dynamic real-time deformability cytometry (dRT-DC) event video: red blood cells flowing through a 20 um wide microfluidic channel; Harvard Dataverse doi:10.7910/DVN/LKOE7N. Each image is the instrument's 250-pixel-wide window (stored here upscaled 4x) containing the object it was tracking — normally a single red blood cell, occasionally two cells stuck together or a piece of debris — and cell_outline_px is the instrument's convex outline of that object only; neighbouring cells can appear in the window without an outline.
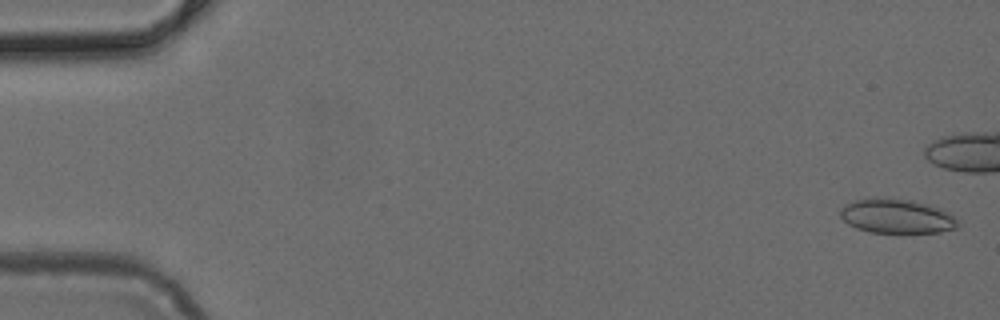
{"species": "common noctule bat (a hibernating species)", "species_latin": "Nyctalus noctula", "temperature_condition": "cold", "stored_images_in_passage": 6, "camera_frame_rate_fps": 3000, "um_per_image_px": 0.085, "animal": {"sex": "female", "body_mass_g": 24.6, "forearm_length_mm": 56.2}, "frame": {"image": 1, "passage_image": 1, "time_ms": 0.0, "image_size_px": [1000, 320], "cell_outline_px": [[956, 228], [940, 232], [872, 232], [856, 228], [848, 224], [840, 216], [840, 208], [856, 200], [912, 200], [928, 204], [940, 208], [948, 212], [956, 220]], "centroid_in_image_um": [76.23, 18.4], "position_along_channel_um": 8.8, "area_um2": 22.6}}